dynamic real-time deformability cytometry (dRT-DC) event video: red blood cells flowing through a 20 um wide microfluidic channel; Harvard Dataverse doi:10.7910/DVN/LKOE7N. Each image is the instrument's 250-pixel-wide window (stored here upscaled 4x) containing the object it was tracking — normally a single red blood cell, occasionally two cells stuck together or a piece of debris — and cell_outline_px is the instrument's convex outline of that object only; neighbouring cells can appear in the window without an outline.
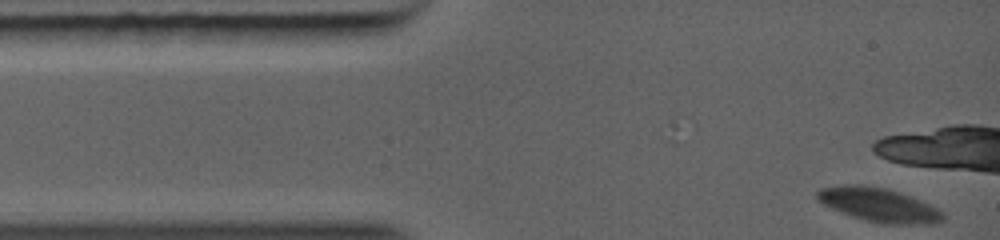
{"species": "common noctule bat (a hibernating species)", "species_latin": "Nyctalus noctula", "temperature_condition": "warm", "stored_images_in_passage": 6, "camera_frame_rate_fps": 5000, "um_per_image_px": 0.085, "animal": {"sex": "female", "body_mass_g": 19.0, "forearm_length_mm": 56.7}, "frame": {"image": 1, "passage_image": 1, "time_ms": 0.0, "image_size_px": [1000, 240], "cell_outline_px": [[944, 220], [936, 224], [880, 224], [852, 216], [832, 208], [816, 200], [816, 192], [820, 188], [844, 184], [860, 184], [888, 188], [912, 196], [944, 212]], "centroid_in_image_um": [74.71, 17.41], "position_along_channel_um": 10.3, "area_um2": 25.09}}